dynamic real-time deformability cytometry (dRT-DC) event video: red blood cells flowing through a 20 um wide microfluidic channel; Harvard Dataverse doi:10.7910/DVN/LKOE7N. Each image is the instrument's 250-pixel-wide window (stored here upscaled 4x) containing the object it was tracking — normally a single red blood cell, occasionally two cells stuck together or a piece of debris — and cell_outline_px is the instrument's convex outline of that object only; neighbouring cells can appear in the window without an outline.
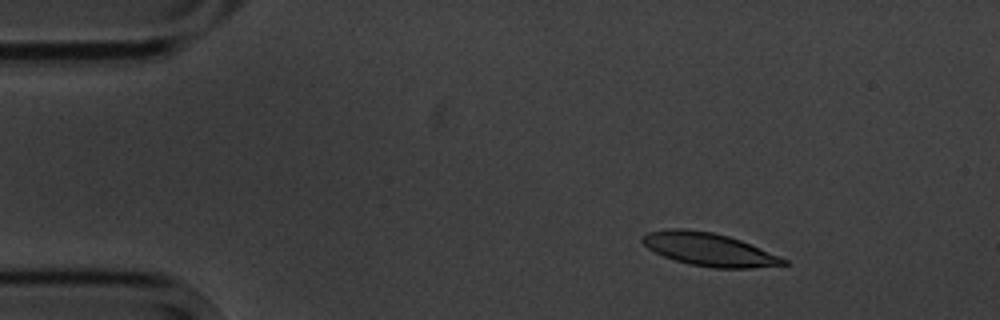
{"species": "common noctule bat (a hibernating species)", "species_latin": "Nyctalus noctula", "temperature_condition": "cold", "stored_images_in_passage": 5, "camera_frame_rate_fps": 3000, "um_per_image_px": 0.085, "animal": {"sex": "male", "body_mass_g": 20.1, "forearm_length_mm": 53.5}, "frame": {"image": 1, "passage_image": 3, "time_ms": 2.333, "image_size_px": [1000, 320], "cell_outline_px": [[788, 264], [752, 268], [712, 268], [692, 264], [676, 260], [664, 256], [648, 248], [640, 240], [648, 232], [668, 228], [684, 228], [712, 232], [728, 236], [740, 240], [788, 260]], "centroid_in_image_um": [60.25, 21.19], "position_along_channel_um": 24.8, "area_um2": 26.82}}
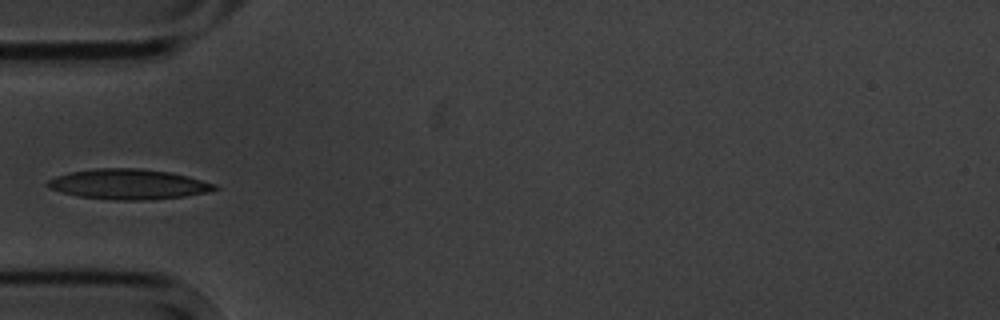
{"frame": {"image": 2, "passage_image": 5, "time_ms": 5.667, "image_size_px": [1000, 320], "cell_outline_px": [[220, 188], [208, 192], [184, 196], [148, 200], [116, 200], [80, 196], [48, 188], [44, 184], [48, 180], [56, 176], [68, 172], [96, 168], [140, 168], [172, 172], [188, 176], [216, 184]], "centroid_in_image_um": [10.93, 15.65], "position_along_channel_um": 74.1, "area_um2": 29.48}}